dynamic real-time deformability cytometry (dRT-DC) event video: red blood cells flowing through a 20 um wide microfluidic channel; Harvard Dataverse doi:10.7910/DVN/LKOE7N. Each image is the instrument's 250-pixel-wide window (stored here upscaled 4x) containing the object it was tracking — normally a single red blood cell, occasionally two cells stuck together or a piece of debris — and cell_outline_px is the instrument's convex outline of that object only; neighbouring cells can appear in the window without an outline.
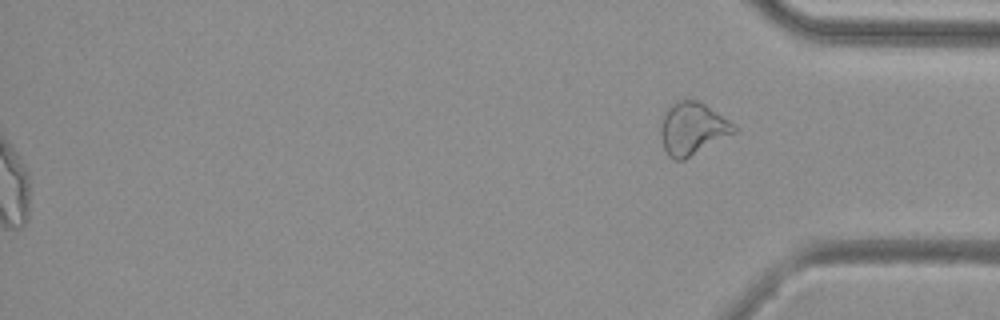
{"species": "common noctule bat (a hibernating species)", "species_latin": "Nyctalus noctula", "temperature_condition": "cold", "stored_images_in_passage": 45, "segment_of_instrument_passage": [2, 2], "camera_frame_rate_fps": 3000, "um_per_image_px": 0.085, "animal": {"sex": "female", "body_mass_g": 29.2, "forearm_length_mm": 56.3}, "frame": {"image": 1, "passage_image": 45, "time_ms": 14.667, "image_size_px": [1000, 320], "cell_outline_px": [[736, 132], [684, 160], [672, 160], [668, 156], [664, 148], [660, 132], [660, 128], [664, 112], [672, 104], [680, 100], [700, 100], [736, 124]], "centroid_in_image_um": [58.87, 10.93], "position_along_channel_um": 376.3, "area_um2": 22.54}}